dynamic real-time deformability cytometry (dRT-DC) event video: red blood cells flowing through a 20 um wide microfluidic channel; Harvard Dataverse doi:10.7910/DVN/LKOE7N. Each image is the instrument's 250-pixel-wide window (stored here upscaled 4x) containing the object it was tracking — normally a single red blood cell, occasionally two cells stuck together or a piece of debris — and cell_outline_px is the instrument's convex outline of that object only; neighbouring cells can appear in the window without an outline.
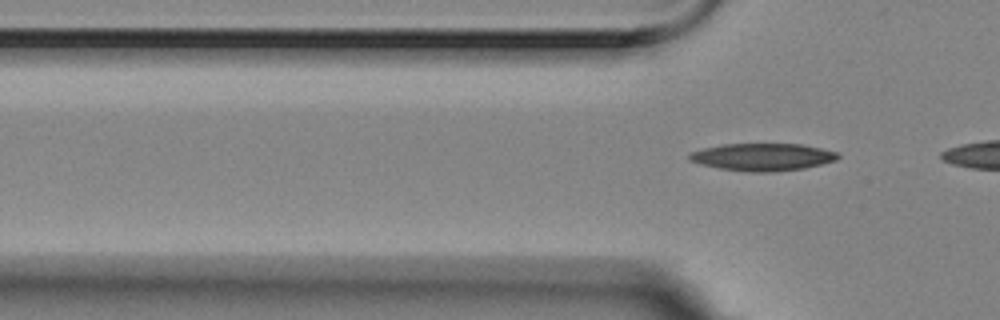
{"species": "Egyptian fruit bat (a non-hibernating species)", "species_latin": "Rousettus aegyptiacus", "temperature_condition": "room temperature", "stored_images_in_passage": 4, "camera_frame_rate_fps": 3000, "um_per_image_px": 0.085, "animal": {"sex": "female"}, "frame": {"image": 1, "passage_image": 4, "time_ms": 1.0, "image_size_px": [1000, 320], "cell_outline_px": [[840, 156], [836, 160], [804, 168], [776, 172], [752, 172], [720, 168], [700, 164], [688, 160], [688, 152], [704, 148], [724, 144], [800, 144], [820, 148], [836, 152]], "centroid_in_image_um": [64.78, 13.34], "position_along_channel_um": 61.0, "area_um2": 23.64}}